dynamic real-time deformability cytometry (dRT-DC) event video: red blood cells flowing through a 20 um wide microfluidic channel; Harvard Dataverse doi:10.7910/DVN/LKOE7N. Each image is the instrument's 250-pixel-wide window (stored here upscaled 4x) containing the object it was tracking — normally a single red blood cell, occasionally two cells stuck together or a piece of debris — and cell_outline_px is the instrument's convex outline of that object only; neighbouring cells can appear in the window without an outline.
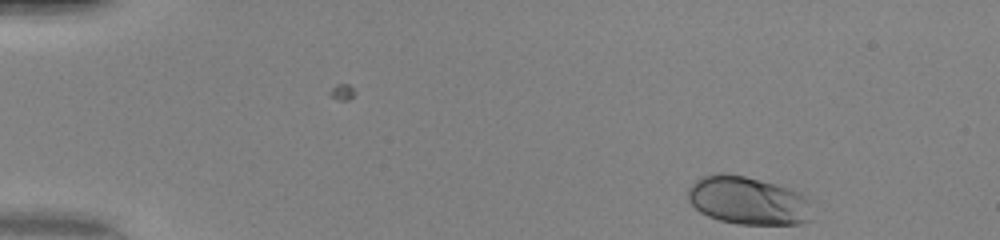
{"species": "human", "species_latin": "Homo sapiens", "temperature_condition": "warm", "stored_images_in_passage": 45, "camera_frame_rate_fps": 3000, "um_per_image_px": 0.085, "donor": {"sex": "female"}, "frame": {"image": 1, "passage_image": 1, "time_ms": 0.0, "image_size_px": [1000, 240], "cell_outline_px": [[812, 220], [800, 224], [736, 224], [720, 220], [708, 216], [700, 212], [688, 200], [688, 188], [700, 176], [712, 172], [724, 172], [744, 176], [776, 184], [800, 192], [808, 196], [812, 200]], "centroid_in_image_um": [63.62, 17.04], "position_along_channel_um": 21.4, "area_um2": 35.55}}
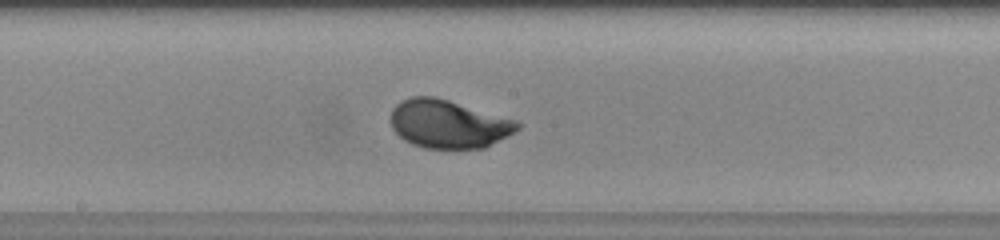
{"frame": {"image": 2, "passage_image": 23, "time_ms": 7.333, "image_size_px": [1000, 240], "cell_outline_px": [[524, 124], [520, 128], [484, 148], [424, 148], [412, 144], [404, 140], [392, 128], [392, 108], [396, 104], [412, 96], [432, 96], [448, 100], [516, 120]], "centroid_in_image_um": [38.12, 10.54], "position_along_channel_um": 210.1, "area_um2": 35.26}}
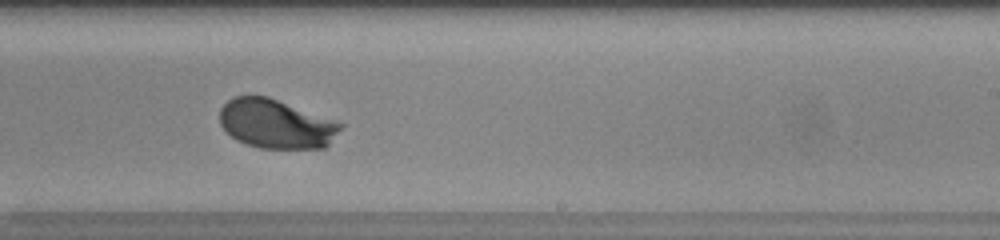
{"frame": {"image": 3, "passage_image": 27, "time_ms": 8.667, "image_size_px": [1000, 240], "cell_outline_px": [[344, 124], [328, 144], [324, 148], [260, 148], [244, 144], [236, 140], [220, 124], [220, 108], [232, 96], [268, 96], [336, 120]], "centroid_in_image_um": [23.45, 10.52], "position_along_channel_um": 265.5, "area_um2": 34.56}, "authors_computed_cell_mechanics": {"area_um2": 34.8534, "velocity_mm_per_s": 4.1695, "shape_relaxation_time_tau1_ms": 1.9168, "shape_relaxation_time_tau2_ms": null, "deformation_change_tau1": 0.144, "deformation_change_tau2": null}}